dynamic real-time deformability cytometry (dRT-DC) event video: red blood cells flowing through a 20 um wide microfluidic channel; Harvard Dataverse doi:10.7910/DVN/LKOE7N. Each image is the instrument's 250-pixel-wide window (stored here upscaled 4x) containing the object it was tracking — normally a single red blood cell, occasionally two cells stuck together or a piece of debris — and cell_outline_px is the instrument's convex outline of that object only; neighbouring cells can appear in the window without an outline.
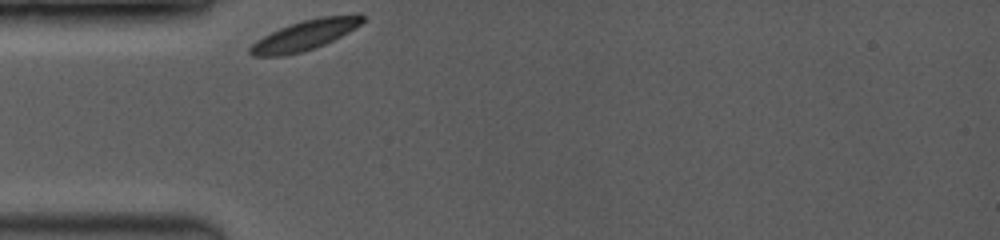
{"species": "common noctule bat (a hibernating species)", "species_latin": "Nyctalus noctula", "temperature_condition": "room temperature", "stored_images_in_passage": 17, "camera_frame_rate_fps": 3500, "um_per_image_px": 0.085, "animal": {"sex": "female", "body_mass_g": 19.0, "forearm_length_mm": 53.3}, "frame": {"image": 1, "passage_image": 1, "time_ms": 0.0, "image_size_px": [1000, 240], "cell_outline_px": [[364, 20], [360, 24], [348, 32], [324, 44], [300, 52], [284, 56], [252, 56], [248, 52], [248, 48], [256, 40], [280, 28], [304, 20], [320, 16], [360, 12], [364, 16]], "centroid_in_image_um": [25.94, 2.96], "position_along_channel_um": 59.1, "area_um2": 19.59}}
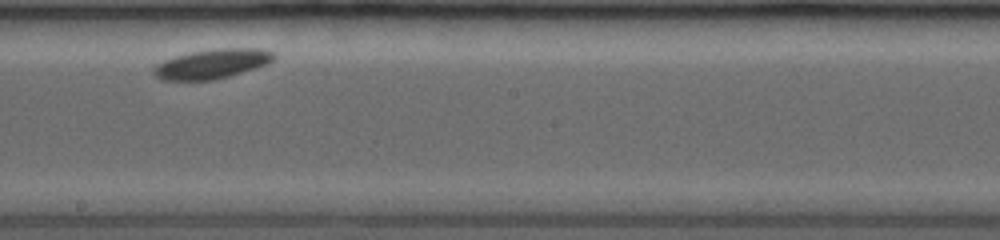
{"frame": {"image": 2, "passage_image": 10, "time_ms": 4.857, "image_size_px": [1000, 240], "cell_outline_px": [[276, 56], [268, 64], [228, 76], [212, 80], [160, 80], [152, 72], [152, 68], [156, 64], [164, 60], [176, 56], [192, 52], [216, 48], [260, 48], [272, 52]], "centroid_in_image_um": [18.0, 5.42], "position_along_channel_um": 230.2, "area_um2": 20.58}}
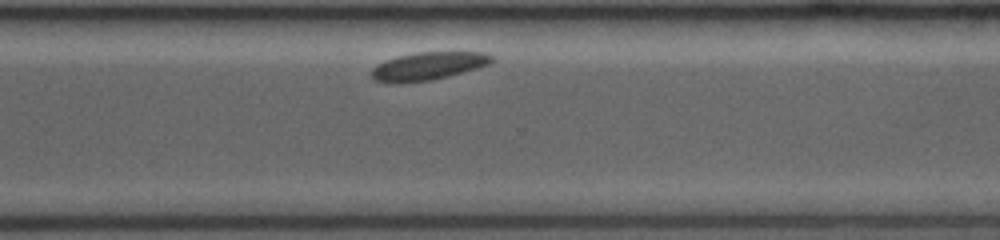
{"frame": {"image": 3, "passage_image": 17, "time_ms": 7.714, "image_size_px": [1000, 240], "cell_outline_px": [[496, 60], [488, 64], [476, 68], [448, 76], [432, 80], [400, 84], [388, 84], [376, 80], [372, 76], [372, 68], [376, 64], [384, 60], [396, 56], [416, 52], [488, 52]], "centroid_in_image_um": [36.35, 5.62], "position_along_channel_um": 334.2, "area_um2": 19.88}}